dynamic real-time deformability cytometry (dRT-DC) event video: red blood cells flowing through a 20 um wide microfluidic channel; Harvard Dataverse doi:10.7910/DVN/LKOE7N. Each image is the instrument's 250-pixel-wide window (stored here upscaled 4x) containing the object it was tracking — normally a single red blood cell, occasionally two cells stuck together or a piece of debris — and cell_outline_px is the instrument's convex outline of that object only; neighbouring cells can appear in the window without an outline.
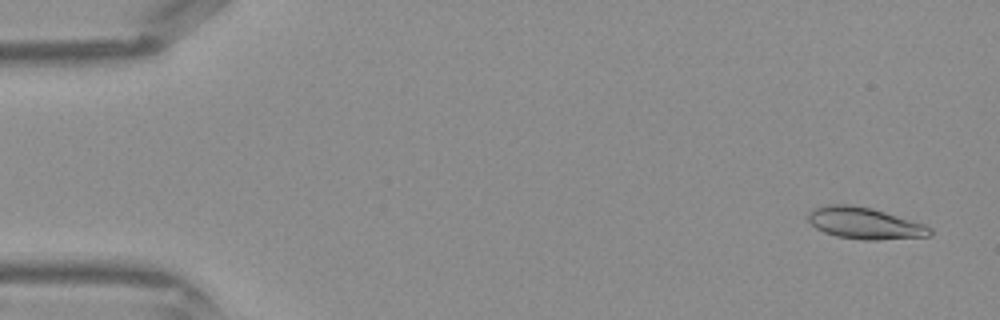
{"species": "Egyptian fruit bat (a non-hibernating species)", "species_latin": "Rousettus aegyptiacus", "temperature_condition": "warm", "stored_images_in_passage": 42, "camera_frame_rate_fps": 3000, "um_per_image_px": 0.085, "frame": {"image": 1, "passage_image": 2, "time_ms": 0.333, "image_size_px": [1000, 320], "cell_outline_px": [[932, 236], [876, 240], [864, 240], [836, 236], [824, 232], [816, 228], [808, 220], [808, 212], [816, 208], [828, 204], [848, 204], [872, 208], [924, 224], [932, 228]], "centroid_in_image_um": [73.51, 18.98], "position_along_channel_um": 11.5, "area_um2": 22.37}}
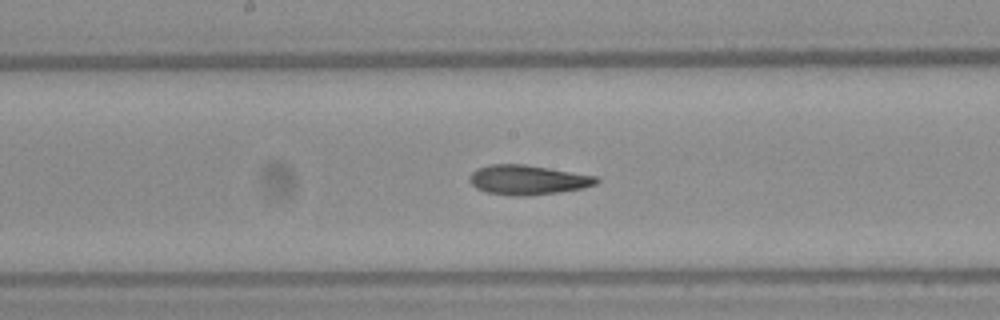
{"frame": {"image": 2, "passage_image": 22, "time_ms": 7.0, "image_size_px": [1000, 320], "cell_outline_px": [[600, 180], [596, 184], [584, 188], [560, 192], [528, 196], [512, 196], [484, 192], [476, 188], [468, 180], [468, 176], [476, 168], [488, 164], [524, 164], [596, 176]], "centroid_in_image_um": [44.81, 15.29], "position_along_channel_um": 203.4, "area_um2": 22.14}}
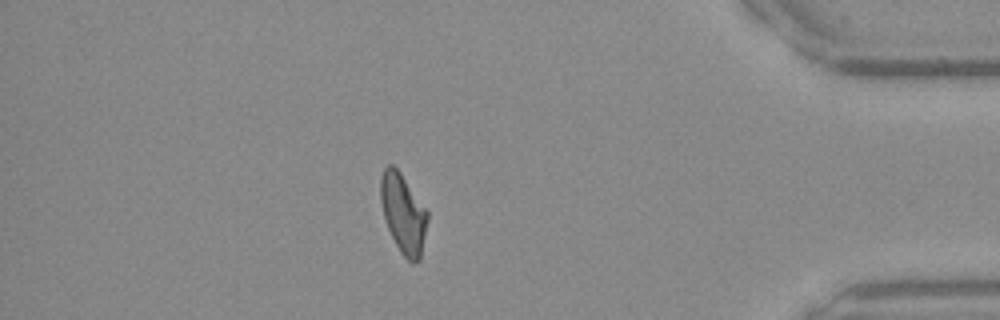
{"frame": {"image": 3, "passage_image": 37, "time_ms": 12.0, "image_size_px": [1000, 320], "cell_outline_px": [[428, 220], [420, 260], [412, 264], [400, 252], [388, 228], [384, 216], [380, 200], [380, 176], [384, 168], [388, 164], [392, 164], [400, 172], [428, 212]], "centroid_in_image_um": [34.27, 18.15], "position_along_channel_um": 400.9, "area_um2": 21.56}}